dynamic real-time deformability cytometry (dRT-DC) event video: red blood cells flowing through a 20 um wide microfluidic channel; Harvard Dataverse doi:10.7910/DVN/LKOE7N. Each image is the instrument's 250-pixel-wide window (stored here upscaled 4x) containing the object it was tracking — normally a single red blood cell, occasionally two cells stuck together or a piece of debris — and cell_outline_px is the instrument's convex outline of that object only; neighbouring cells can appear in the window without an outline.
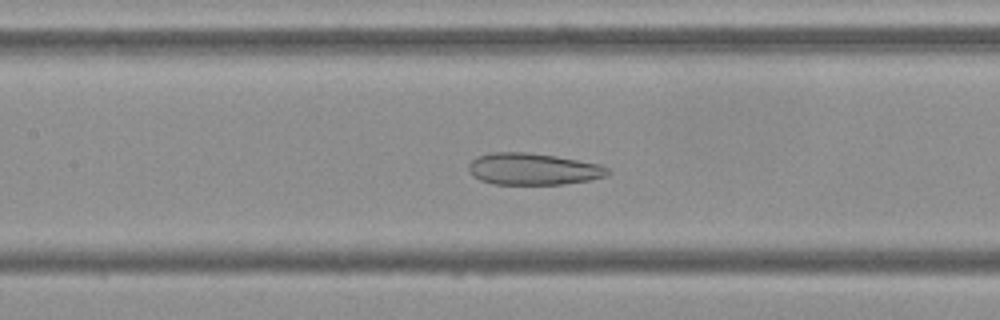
{"species": "Egyptian fruit bat (a non-hibernating species)", "species_latin": "Rousettus aegyptiacus", "temperature_condition": "cold", "stored_images_in_passage": 44, "camera_frame_rate_fps": 3000, "um_per_image_px": 0.085, "frame": {"image": 1, "passage_image": 14, "time_ms": 4.333, "image_size_px": [1000, 320], "cell_outline_px": [[612, 172], [608, 176], [588, 180], [564, 184], [492, 184], [480, 180], [472, 176], [468, 168], [468, 164], [476, 156], [488, 152], [528, 152], [556, 156], [600, 164], [608, 168]], "centroid_in_image_um": [45.3, 14.36], "position_along_channel_um": 162.1, "area_um2": 26.01}}
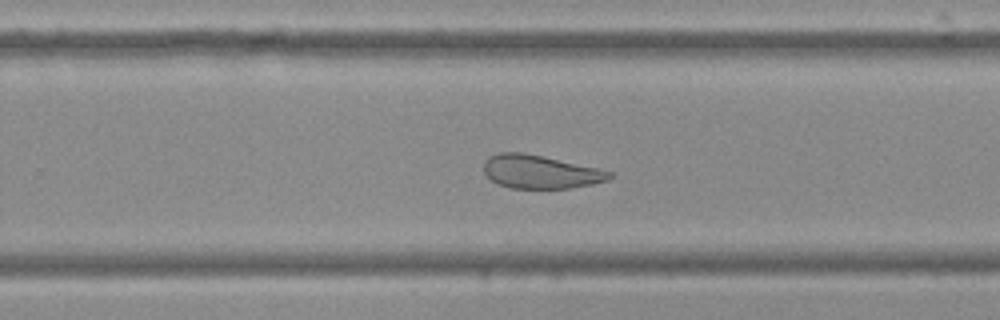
{"frame": {"image": 2, "passage_image": 24, "time_ms": 7.667, "image_size_px": [1000, 320], "cell_outline_px": [[612, 176], [608, 180], [592, 184], [568, 188], [512, 188], [500, 184], [492, 180], [484, 172], [484, 160], [488, 156], [500, 152], [524, 152], [596, 168], [612, 172]], "centroid_in_image_um": [45.89, 14.59], "position_along_channel_um": 283.9, "area_um2": 24.16}}
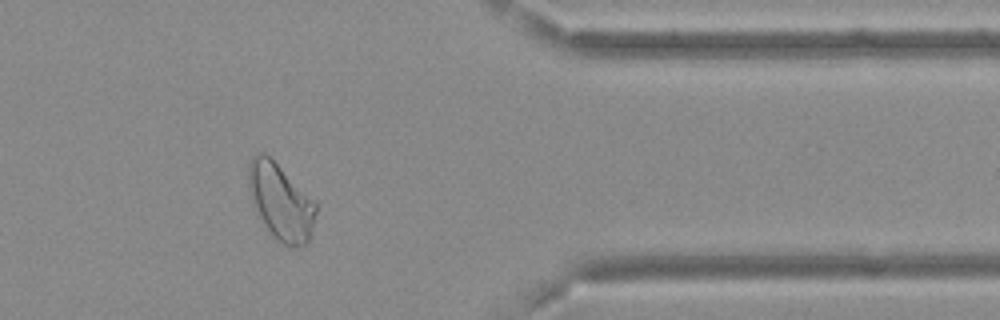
{"frame": {"image": 3, "passage_image": 34, "time_ms": 11.0, "image_size_px": [1000, 320], "cell_outline_px": [[316, 212], [312, 228], [308, 240], [304, 244], [284, 244], [264, 224], [252, 204], [248, 184], [248, 164], [252, 156], [256, 152], [264, 152], [272, 156], [316, 204]], "centroid_in_image_um": [23.8, 17.03], "position_along_channel_um": 387.6, "area_um2": 29.36}, "authors_computed_cell_mechanics": {"area_um2": 28.5821, "velocity_mm_per_s": 3.6618, "shape_relaxation_time_tau1_ms": null, "shape_relaxation_time_tau2_ms": 1.5555, "deformation_change_tau1": null, "deformation_change_tau2": 0.0865}}